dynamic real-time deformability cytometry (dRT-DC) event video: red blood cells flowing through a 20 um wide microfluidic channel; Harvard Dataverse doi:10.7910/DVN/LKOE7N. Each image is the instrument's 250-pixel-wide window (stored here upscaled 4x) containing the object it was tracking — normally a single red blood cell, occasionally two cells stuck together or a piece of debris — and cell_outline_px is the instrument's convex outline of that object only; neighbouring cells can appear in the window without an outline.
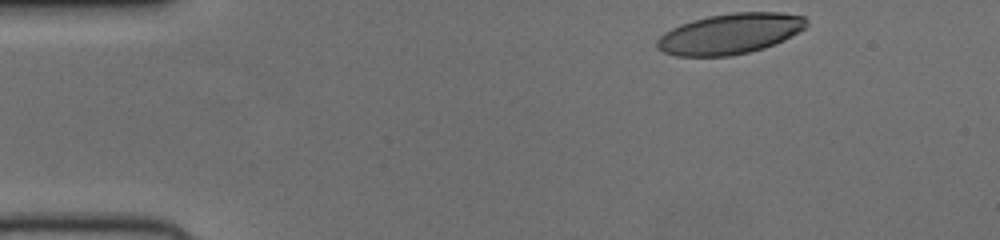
{"species": "human", "species_latin": "Homo sapiens", "temperature_condition": "cold", "stored_images_in_passage": 39, "camera_frame_rate_fps": 3000, "um_per_image_px": 0.085, "donor": {"sex": "female"}, "frame": {"image": 1, "passage_image": 1, "time_ms": 0.0, "image_size_px": [1000, 240], "cell_outline_px": [[808, 24], [804, 28], [784, 40], [764, 48], [732, 56], [676, 56], [664, 52], [656, 48], [656, 40], [664, 32], [680, 24], [692, 20], [708, 16], [732, 12], [780, 12], [804, 16], [808, 20]], "centroid_in_image_um": [62.04, 2.86], "position_along_channel_um": 23.0, "area_um2": 35.43}}
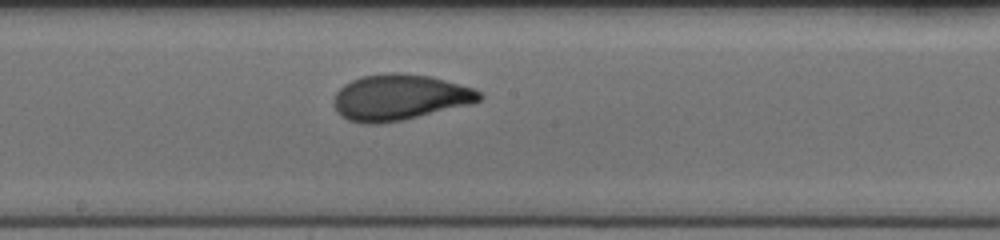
{"frame": {"image": 2, "passage_image": 22, "time_ms": 7.0, "image_size_px": [1000, 240], "cell_outline_px": [[484, 96], [480, 100], [472, 104], [404, 120], [380, 124], [364, 124], [348, 120], [340, 116], [336, 112], [332, 104], [332, 100], [336, 92], [344, 84], [360, 76], [388, 72], [396, 72], [432, 76], [460, 84], [472, 88], [480, 92]], "centroid_in_image_um": [33.93, 8.28], "position_along_channel_um": 214.3, "area_um2": 39.54}}
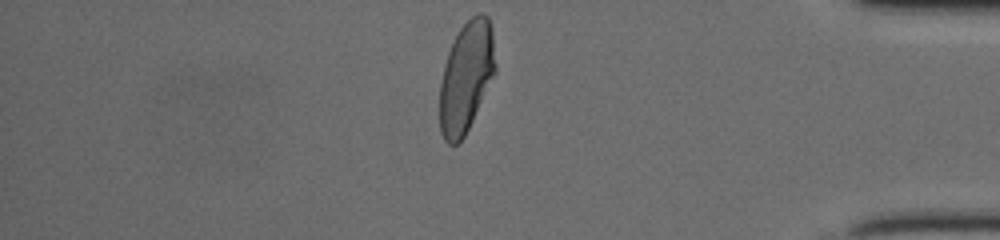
{"frame": {"image": 3, "passage_image": 38, "time_ms": 12.333, "image_size_px": [1000, 240], "cell_outline_px": [[496, 72], [464, 136], [456, 144], [448, 144], [444, 140], [440, 132], [440, 84], [444, 64], [448, 52], [460, 28], [472, 16], [480, 12], [484, 12], [488, 16], [492, 28], [496, 64]], "centroid_in_image_um": [39.64, 6.52], "position_along_channel_um": 395.6, "area_um2": 35.78}}